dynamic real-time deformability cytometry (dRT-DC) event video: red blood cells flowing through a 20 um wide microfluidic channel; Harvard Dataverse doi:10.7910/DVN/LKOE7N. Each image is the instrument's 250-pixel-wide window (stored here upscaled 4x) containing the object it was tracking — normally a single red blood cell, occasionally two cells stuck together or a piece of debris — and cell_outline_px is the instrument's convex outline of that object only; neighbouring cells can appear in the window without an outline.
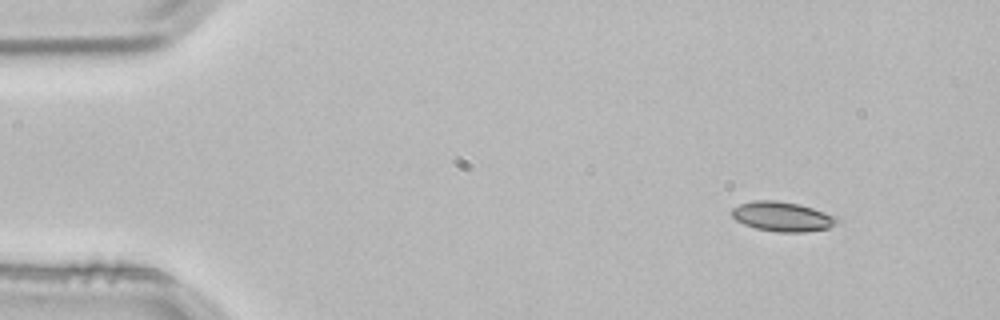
{"species": "common noctule bat (a hibernating species)", "species_latin": "Nyctalus noctula", "temperature_condition": "room temperature", "stored_images_in_passage": 3, "camera_frame_rate_fps": 3000, "um_per_image_px": 0.085, "animal": {"sex": "male", "body_mass_g": 21.5, "forearm_length_mm": 52.0}, "frame": {"image": 1, "passage_image": 1, "time_ms": 0.0, "image_size_px": [1000, 320], "cell_outline_px": [[840, 224], [828, 228], [804, 232], [776, 232], [756, 228], [744, 224], [736, 220], [732, 216], [732, 208], [740, 204], [756, 200], [776, 200], [800, 204], [840, 216]], "centroid_in_image_um": [66.59, 18.41], "position_along_channel_um": 18.4, "area_um2": 18.5}}
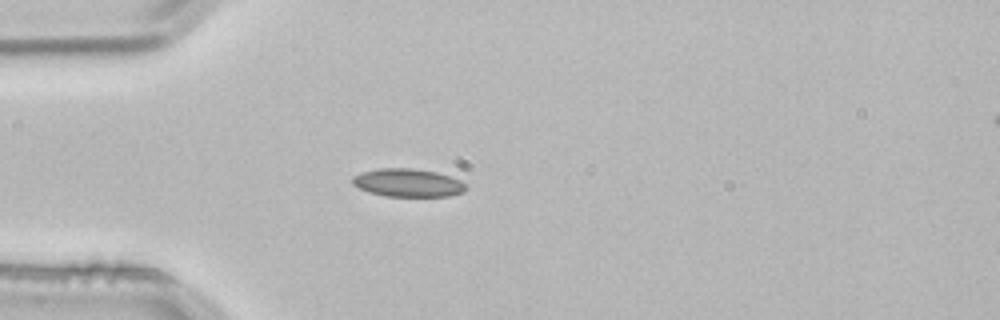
{"frame": {"image": 2, "passage_image": 3, "time_ms": 0.667, "image_size_px": [1000, 320], "cell_outline_px": [[468, 188], [464, 192], [448, 196], [388, 196], [368, 192], [352, 184], [352, 176], [360, 172], [380, 168], [412, 168], [436, 172], [460, 180]], "centroid_in_image_um": [34.65, 15.53], "position_along_channel_um": 50.4, "area_um2": 18.55}}